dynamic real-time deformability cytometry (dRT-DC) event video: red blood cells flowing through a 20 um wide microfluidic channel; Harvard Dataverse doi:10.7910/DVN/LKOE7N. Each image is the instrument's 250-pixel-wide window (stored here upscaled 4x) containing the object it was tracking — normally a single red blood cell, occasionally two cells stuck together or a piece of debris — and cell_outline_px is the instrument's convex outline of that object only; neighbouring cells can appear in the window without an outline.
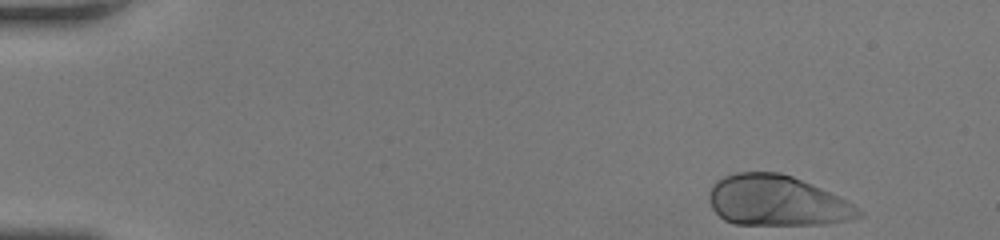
{"species": "human", "species_latin": "Homo sapiens", "temperature_condition": "room temperature", "stored_images_in_passage": 46, "camera_frame_rate_fps": 3000, "um_per_image_px": 0.085, "donor": {"sex": "female"}, "frame": {"image": 1, "passage_image": 1, "time_ms": 0.0, "image_size_px": [1000, 240], "cell_outline_px": [[864, 216], [848, 220], [824, 224], [732, 224], [724, 220], [712, 208], [708, 200], [708, 192], [712, 184], [716, 180], [724, 176], [736, 172], [780, 172], [792, 176], [812, 184], [852, 204], [864, 212]], "centroid_in_image_um": [65.99, 17.06], "position_along_channel_um": 19.0, "area_um2": 43.93}}
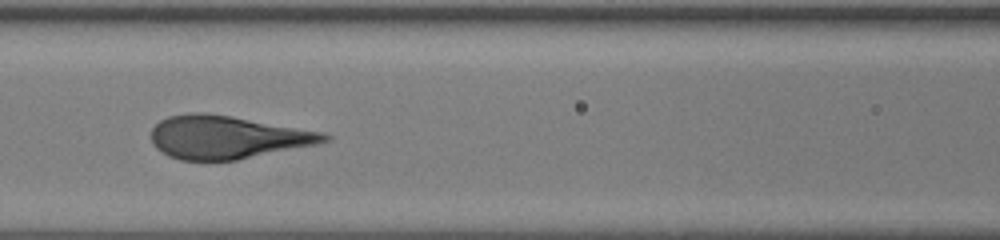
{"frame": {"image": 2, "passage_image": 20, "time_ms": 6.333, "image_size_px": [1000, 240], "cell_outline_px": [[332, 140], [316, 144], [236, 160], [180, 160], [168, 156], [156, 148], [152, 144], [152, 128], [160, 120], [168, 116], [188, 112], [204, 112], [228, 116], [320, 132], [332, 136]], "centroid_in_image_um": [19.24, 11.67], "position_along_channel_um": 147.4, "area_um2": 42.89}}
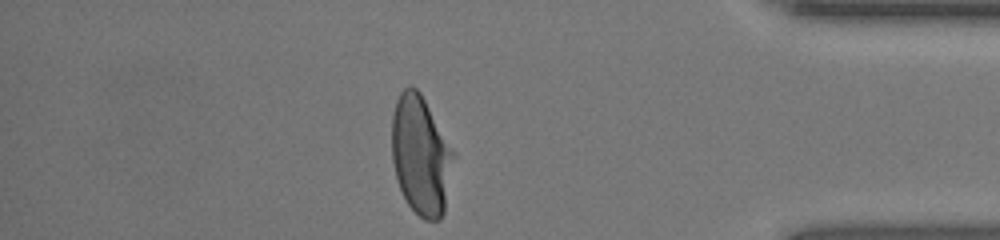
{"frame": {"image": 3, "passage_image": 40, "time_ms": 13.0, "image_size_px": [1000, 240], "cell_outline_px": [[456, 156], [444, 212], [440, 220], [424, 220], [408, 204], [396, 180], [392, 160], [392, 116], [396, 100], [400, 92], [408, 84], [412, 84], [420, 92]], "centroid_in_image_um": [35.77, 13.21], "position_along_channel_um": 399.4, "area_um2": 42.95}, "authors_computed_cell_mechanics": {"area_um2": 43.2344, "velocity_mm_per_s": 4.2087, "shape_relaxation_time_tau1_ms": 3.5626, "shape_relaxation_time_tau2_ms": null, "deformation_change_tau1": 0.1993, "deformation_change_tau2": null}}